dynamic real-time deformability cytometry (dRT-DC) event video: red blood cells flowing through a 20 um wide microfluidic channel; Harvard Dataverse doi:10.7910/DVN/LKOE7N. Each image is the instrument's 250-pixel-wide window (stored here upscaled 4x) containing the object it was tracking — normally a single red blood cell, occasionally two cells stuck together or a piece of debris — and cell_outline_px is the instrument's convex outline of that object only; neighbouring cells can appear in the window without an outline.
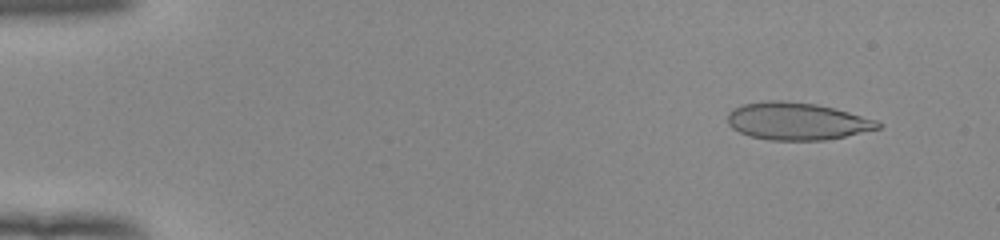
{"species": "human", "species_latin": "Homo sapiens", "temperature_condition": "room temperature", "stored_images_in_passage": 52, "camera_frame_rate_fps": 3000, "um_per_image_px": 0.085, "donor": {"sex": "female"}, "frame": {"image": 1, "passage_image": 5, "time_ms": 1.333, "image_size_px": [1000, 240], "cell_outline_px": [[884, 124], [880, 128], [844, 136], [824, 140], [768, 140], [752, 136], [740, 132], [732, 128], [728, 124], [728, 112], [744, 104], [768, 100], [780, 100], [816, 104], [848, 112], [876, 120]], "centroid_in_image_um": [67.74, 10.3], "position_along_channel_um": 17.3, "area_um2": 32.43}}
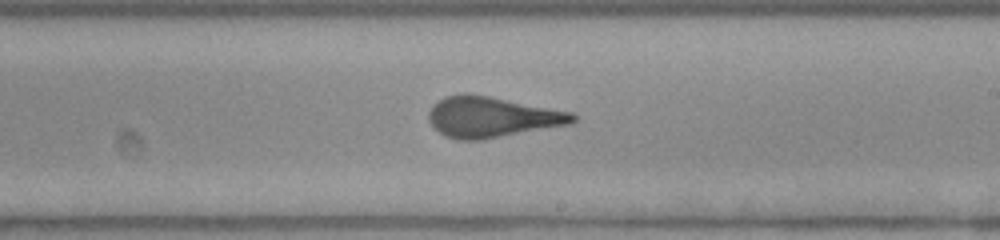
{"frame": {"image": 2, "passage_image": 32, "time_ms": 10.333, "image_size_px": [1000, 240], "cell_outline_px": [[576, 120], [572, 124], [480, 140], [460, 140], [444, 136], [432, 128], [428, 120], [428, 112], [432, 104], [444, 96], [464, 92], [468, 92], [576, 112]], "centroid_in_image_um": [41.79, 9.93], "position_along_channel_um": 247.2, "area_um2": 34.85}}
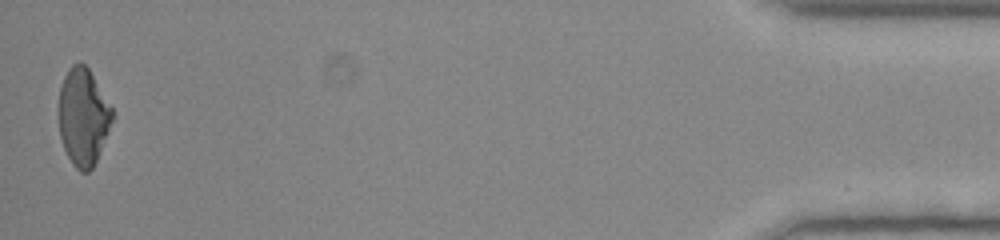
{"frame": {"image": 3, "passage_image": 52, "time_ms": 17.0, "image_size_px": [1000, 240], "cell_outline_px": [[112, 120], [96, 160], [92, 168], [88, 172], [80, 172], [72, 164], [64, 148], [60, 136], [60, 88], [64, 76], [68, 68], [72, 64], [80, 60], [88, 68], [112, 108]], "centroid_in_image_um": [7.05, 9.91], "position_along_channel_um": 428.1, "area_um2": 29.71}, "authors_computed_cell_mechanics": {"area_um2": 33.2928, "velocity_mm_per_s": 3.9701, "shape_relaxation_time_tau1_ms": null, "shape_relaxation_time_tau2_ms": 0.6611, "deformation_change_tau1": null, "deformation_change_tau2": 0.1105}}